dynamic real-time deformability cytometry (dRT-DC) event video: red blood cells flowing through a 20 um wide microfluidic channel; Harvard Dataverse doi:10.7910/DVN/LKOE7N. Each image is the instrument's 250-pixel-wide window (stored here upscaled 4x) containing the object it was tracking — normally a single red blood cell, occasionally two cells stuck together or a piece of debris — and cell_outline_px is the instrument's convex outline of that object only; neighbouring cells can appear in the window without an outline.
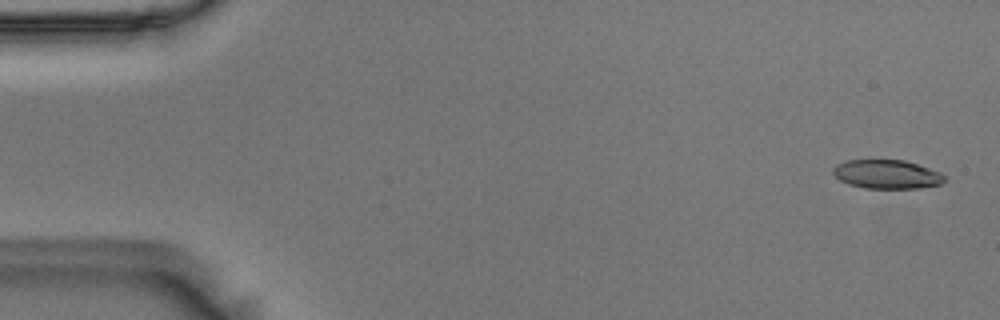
{"species": "Egyptian fruit bat (a non-hibernating species)", "species_latin": "Rousettus aegyptiacus", "temperature_condition": "room temperature", "stored_images_in_passage": 9, "camera_frame_rate_fps": 3000, "um_per_image_px": 0.085, "animal": {"sex": "male"}, "frame": {"image": 1, "passage_image": 2, "time_ms": 0.333, "image_size_px": [1000, 320], "cell_outline_px": [[944, 180], [940, 184], [920, 188], [864, 188], [848, 184], [840, 180], [832, 172], [832, 168], [836, 164], [848, 160], [904, 160], [940, 172], [944, 176]], "centroid_in_image_um": [75.35, 14.81], "position_along_channel_um": 9.7, "area_um2": 18.61}}